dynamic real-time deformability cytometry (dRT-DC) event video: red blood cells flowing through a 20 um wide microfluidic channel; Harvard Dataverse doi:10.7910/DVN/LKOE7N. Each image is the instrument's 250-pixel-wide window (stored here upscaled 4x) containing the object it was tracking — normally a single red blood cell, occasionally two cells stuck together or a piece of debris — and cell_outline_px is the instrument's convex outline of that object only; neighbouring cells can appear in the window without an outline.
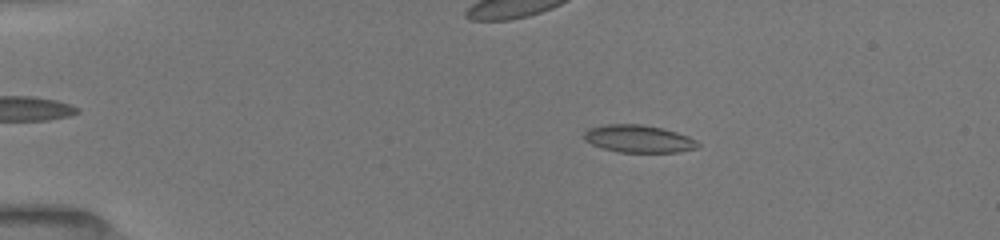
{"species": "common noctule bat (a hibernating species)", "species_latin": "Nyctalus noctula", "temperature_condition": "room temperature", "stored_images_in_passage": 52, "camera_frame_rate_fps": 3000, "um_per_image_px": 0.085, "animal": {"sex": "female", "body_mass_g": 19.5, "forearm_length_mm": 54.1}, "frame": {"image": 1, "passage_image": 10, "time_ms": 3.0, "image_size_px": [1000, 240], "cell_outline_px": [[700, 148], [680, 152], [620, 152], [600, 148], [584, 140], [584, 132], [588, 128], [604, 124], [640, 124], [664, 128], [688, 136], [696, 140], [700, 144]], "centroid_in_image_um": [54.29, 11.8], "position_along_channel_um": 30.7, "area_um2": 18.5}}
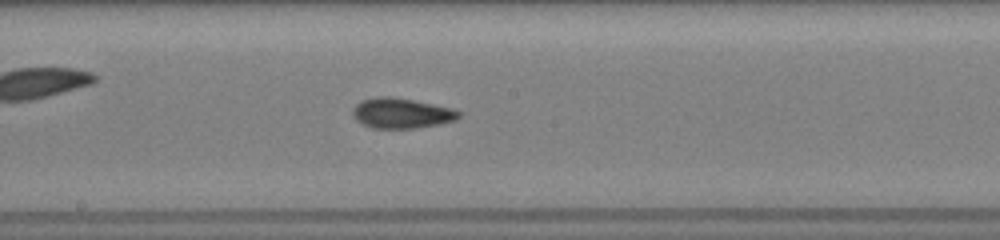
{"frame": {"image": 2, "passage_image": 29, "time_ms": 9.333, "image_size_px": [1000, 240], "cell_outline_px": [[464, 112], [456, 120], [440, 124], [416, 128], [372, 128], [356, 120], [352, 116], [352, 108], [360, 100], [376, 96], [388, 96], [412, 100], [452, 108]], "centroid_in_image_um": [34.12, 9.62], "position_along_channel_um": 214.1, "area_um2": 18.84}}
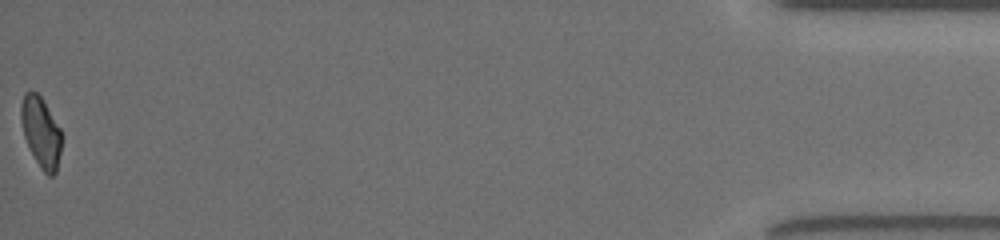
{"frame": {"image": 3, "passage_image": 52, "time_ms": 17.0, "image_size_px": [1000, 240], "cell_outline_px": [[60, 152], [56, 172], [52, 176], [48, 176], [40, 168], [24, 136], [20, 120], [20, 108], [24, 92], [36, 92], [40, 96], [60, 128]], "centroid_in_image_um": [3.46, 11.23], "position_along_channel_um": 431.7, "area_um2": 16.24}, "authors_computed_cell_mechanics": {"area_um2": 18.1492, "velocity_mm_per_s": 3.9931, "shape_relaxation_time_tau1_ms": null, "shape_relaxation_time_tau2_ms": 2.0119, "deformation_change_tau1": null, "deformation_change_tau2": 0.0821}}